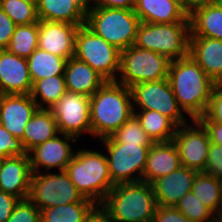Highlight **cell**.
<instances>
[{"label":"cell","mask_w":222,"mask_h":222,"mask_svg":"<svg viewBox=\"0 0 222 222\" xmlns=\"http://www.w3.org/2000/svg\"><path fill=\"white\" fill-rule=\"evenodd\" d=\"M173 142L182 166L204 172L211 142L207 130L198 120L177 127Z\"/></svg>","instance_id":"cell-13"},{"label":"cell","mask_w":222,"mask_h":222,"mask_svg":"<svg viewBox=\"0 0 222 222\" xmlns=\"http://www.w3.org/2000/svg\"><path fill=\"white\" fill-rule=\"evenodd\" d=\"M0 86L4 94H30L33 83L27 59L0 50Z\"/></svg>","instance_id":"cell-19"},{"label":"cell","mask_w":222,"mask_h":222,"mask_svg":"<svg viewBox=\"0 0 222 222\" xmlns=\"http://www.w3.org/2000/svg\"><path fill=\"white\" fill-rule=\"evenodd\" d=\"M36 6L40 21L85 25L87 10L77 0H38Z\"/></svg>","instance_id":"cell-24"},{"label":"cell","mask_w":222,"mask_h":222,"mask_svg":"<svg viewBox=\"0 0 222 222\" xmlns=\"http://www.w3.org/2000/svg\"><path fill=\"white\" fill-rule=\"evenodd\" d=\"M67 92L64 75H55L33 83L31 97L38 109H49Z\"/></svg>","instance_id":"cell-30"},{"label":"cell","mask_w":222,"mask_h":222,"mask_svg":"<svg viewBox=\"0 0 222 222\" xmlns=\"http://www.w3.org/2000/svg\"><path fill=\"white\" fill-rule=\"evenodd\" d=\"M49 110L56 119L59 133L77 139L85 134L91 136L90 97L67 91Z\"/></svg>","instance_id":"cell-12"},{"label":"cell","mask_w":222,"mask_h":222,"mask_svg":"<svg viewBox=\"0 0 222 222\" xmlns=\"http://www.w3.org/2000/svg\"><path fill=\"white\" fill-rule=\"evenodd\" d=\"M184 11L190 15L196 9L212 5V0H181Z\"/></svg>","instance_id":"cell-46"},{"label":"cell","mask_w":222,"mask_h":222,"mask_svg":"<svg viewBox=\"0 0 222 222\" xmlns=\"http://www.w3.org/2000/svg\"><path fill=\"white\" fill-rule=\"evenodd\" d=\"M16 28V24L0 8V50L6 49Z\"/></svg>","instance_id":"cell-41"},{"label":"cell","mask_w":222,"mask_h":222,"mask_svg":"<svg viewBox=\"0 0 222 222\" xmlns=\"http://www.w3.org/2000/svg\"><path fill=\"white\" fill-rule=\"evenodd\" d=\"M28 199L40 211L73 203H94L84 198L66 171L32 173Z\"/></svg>","instance_id":"cell-8"},{"label":"cell","mask_w":222,"mask_h":222,"mask_svg":"<svg viewBox=\"0 0 222 222\" xmlns=\"http://www.w3.org/2000/svg\"><path fill=\"white\" fill-rule=\"evenodd\" d=\"M167 79L180 108L191 120L205 114L215 82L190 55L173 60Z\"/></svg>","instance_id":"cell-1"},{"label":"cell","mask_w":222,"mask_h":222,"mask_svg":"<svg viewBox=\"0 0 222 222\" xmlns=\"http://www.w3.org/2000/svg\"><path fill=\"white\" fill-rule=\"evenodd\" d=\"M76 141L78 139L74 136L59 133L32 148L27 153L32 173L50 172L52 169L65 171L75 153L73 149L75 147H72L71 144H76Z\"/></svg>","instance_id":"cell-14"},{"label":"cell","mask_w":222,"mask_h":222,"mask_svg":"<svg viewBox=\"0 0 222 222\" xmlns=\"http://www.w3.org/2000/svg\"><path fill=\"white\" fill-rule=\"evenodd\" d=\"M212 5L222 6V0H212Z\"/></svg>","instance_id":"cell-48"},{"label":"cell","mask_w":222,"mask_h":222,"mask_svg":"<svg viewBox=\"0 0 222 222\" xmlns=\"http://www.w3.org/2000/svg\"><path fill=\"white\" fill-rule=\"evenodd\" d=\"M198 171L181 166L154 180L151 185L159 206H173L188 192L191 191L194 178Z\"/></svg>","instance_id":"cell-17"},{"label":"cell","mask_w":222,"mask_h":222,"mask_svg":"<svg viewBox=\"0 0 222 222\" xmlns=\"http://www.w3.org/2000/svg\"><path fill=\"white\" fill-rule=\"evenodd\" d=\"M0 8L17 25L39 22L36 4L22 0H0Z\"/></svg>","instance_id":"cell-34"},{"label":"cell","mask_w":222,"mask_h":222,"mask_svg":"<svg viewBox=\"0 0 222 222\" xmlns=\"http://www.w3.org/2000/svg\"><path fill=\"white\" fill-rule=\"evenodd\" d=\"M134 115L154 143L173 140L178 126L168 117L155 110H134Z\"/></svg>","instance_id":"cell-28"},{"label":"cell","mask_w":222,"mask_h":222,"mask_svg":"<svg viewBox=\"0 0 222 222\" xmlns=\"http://www.w3.org/2000/svg\"><path fill=\"white\" fill-rule=\"evenodd\" d=\"M7 222H40V209L28 198L19 200Z\"/></svg>","instance_id":"cell-37"},{"label":"cell","mask_w":222,"mask_h":222,"mask_svg":"<svg viewBox=\"0 0 222 222\" xmlns=\"http://www.w3.org/2000/svg\"><path fill=\"white\" fill-rule=\"evenodd\" d=\"M134 115L131 89L117 81H106L90 97L91 136H111Z\"/></svg>","instance_id":"cell-2"},{"label":"cell","mask_w":222,"mask_h":222,"mask_svg":"<svg viewBox=\"0 0 222 222\" xmlns=\"http://www.w3.org/2000/svg\"><path fill=\"white\" fill-rule=\"evenodd\" d=\"M66 89L91 97L107 80L86 62L76 57L67 60L65 72Z\"/></svg>","instance_id":"cell-23"},{"label":"cell","mask_w":222,"mask_h":222,"mask_svg":"<svg viewBox=\"0 0 222 222\" xmlns=\"http://www.w3.org/2000/svg\"><path fill=\"white\" fill-rule=\"evenodd\" d=\"M32 170L28 155L2 158L0 190L27 199L30 193Z\"/></svg>","instance_id":"cell-18"},{"label":"cell","mask_w":222,"mask_h":222,"mask_svg":"<svg viewBox=\"0 0 222 222\" xmlns=\"http://www.w3.org/2000/svg\"><path fill=\"white\" fill-rule=\"evenodd\" d=\"M37 109L30 94H5L0 102V124L22 140L25 126Z\"/></svg>","instance_id":"cell-16"},{"label":"cell","mask_w":222,"mask_h":222,"mask_svg":"<svg viewBox=\"0 0 222 222\" xmlns=\"http://www.w3.org/2000/svg\"><path fill=\"white\" fill-rule=\"evenodd\" d=\"M204 173L213 175L217 178L222 177V146L221 145L211 143Z\"/></svg>","instance_id":"cell-39"},{"label":"cell","mask_w":222,"mask_h":222,"mask_svg":"<svg viewBox=\"0 0 222 222\" xmlns=\"http://www.w3.org/2000/svg\"><path fill=\"white\" fill-rule=\"evenodd\" d=\"M84 222H116L102 204H96L86 215Z\"/></svg>","instance_id":"cell-44"},{"label":"cell","mask_w":222,"mask_h":222,"mask_svg":"<svg viewBox=\"0 0 222 222\" xmlns=\"http://www.w3.org/2000/svg\"><path fill=\"white\" fill-rule=\"evenodd\" d=\"M181 166L179 152L173 140L154 143L148 152L142 181L151 184L154 180L168 175Z\"/></svg>","instance_id":"cell-21"},{"label":"cell","mask_w":222,"mask_h":222,"mask_svg":"<svg viewBox=\"0 0 222 222\" xmlns=\"http://www.w3.org/2000/svg\"><path fill=\"white\" fill-rule=\"evenodd\" d=\"M105 151L79 148L65 169L77 190L95 204H102L115 186L109 173ZM104 153V154H103Z\"/></svg>","instance_id":"cell-3"},{"label":"cell","mask_w":222,"mask_h":222,"mask_svg":"<svg viewBox=\"0 0 222 222\" xmlns=\"http://www.w3.org/2000/svg\"><path fill=\"white\" fill-rule=\"evenodd\" d=\"M218 84L222 87V79L220 80V82Z\"/></svg>","instance_id":"cell-53"},{"label":"cell","mask_w":222,"mask_h":222,"mask_svg":"<svg viewBox=\"0 0 222 222\" xmlns=\"http://www.w3.org/2000/svg\"><path fill=\"white\" fill-rule=\"evenodd\" d=\"M134 12L145 23L190 22L181 0H136Z\"/></svg>","instance_id":"cell-20"},{"label":"cell","mask_w":222,"mask_h":222,"mask_svg":"<svg viewBox=\"0 0 222 222\" xmlns=\"http://www.w3.org/2000/svg\"><path fill=\"white\" fill-rule=\"evenodd\" d=\"M78 28L65 22L39 21L38 48L66 59L74 57Z\"/></svg>","instance_id":"cell-15"},{"label":"cell","mask_w":222,"mask_h":222,"mask_svg":"<svg viewBox=\"0 0 222 222\" xmlns=\"http://www.w3.org/2000/svg\"><path fill=\"white\" fill-rule=\"evenodd\" d=\"M189 55L215 82L222 79V40L190 37Z\"/></svg>","instance_id":"cell-22"},{"label":"cell","mask_w":222,"mask_h":222,"mask_svg":"<svg viewBox=\"0 0 222 222\" xmlns=\"http://www.w3.org/2000/svg\"><path fill=\"white\" fill-rule=\"evenodd\" d=\"M173 59L135 45L120 51L117 82L126 87L142 82H156L168 78Z\"/></svg>","instance_id":"cell-7"},{"label":"cell","mask_w":222,"mask_h":222,"mask_svg":"<svg viewBox=\"0 0 222 222\" xmlns=\"http://www.w3.org/2000/svg\"><path fill=\"white\" fill-rule=\"evenodd\" d=\"M198 121L207 130L210 142L222 146V123L210 121L205 115H202Z\"/></svg>","instance_id":"cell-43"},{"label":"cell","mask_w":222,"mask_h":222,"mask_svg":"<svg viewBox=\"0 0 222 222\" xmlns=\"http://www.w3.org/2000/svg\"><path fill=\"white\" fill-rule=\"evenodd\" d=\"M67 60L37 48L27 58L32 83L47 77L64 75Z\"/></svg>","instance_id":"cell-29"},{"label":"cell","mask_w":222,"mask_h":222,"mask_svg":"<svg viewBox=\"0 0 222 222\" xmlns=\"http://www.w3.org/2000/svg\"><path fill=\"white\" fill-rule=\"evenodd\" d=\"M59 134L56 119L49 109H37L24 129L22 144L27 153Z\"/></svg>","instance_id":"cell-25"},{"label":"cell","mask_w":222,"mask_h":222,"mask_svg":"<svg viewBox=\"0 0 222 222\" xmlns=\"http://www.w3.org/2000/svg\"><path fill=\"white\" fill-rule=\"evenodd\" d=\"M1 166H2V158H0V170H1Z\"/></svg>","instance_id":"cell-52"},{"label":"cell","mask_w":222,"mask_h":222,"mask_svg":"<svg viewBox=\"0 0 222 222\" xmlns=\"http://www.w3.org/2000/svg\"><path fill=\"white\" fill-rule=\"evenodd\" d=\"M190 18V37L222 40V6L208 5L196 9Z\"/></svg>","instance_id":"cell-26"},{"label":"cell","mask_w":222,"mask_h":222,"mask_svg":"<svg viewBox=\"0 0 222 222\" xmlns=\"http://www.w3.org/2000/svg\"><path fill=\"white\" fill-rule=\"evenodd\" d=\"M38 37L39 22L17 25L6 50L27 59L38 48Z\"/></svg>","instance_id":"cell-31"},{"label":"cell","mask_w":222,"mask_h":222,"mask_svg":"<svg viewBox=\"0 0 222 222\" xmlns=\"http://www.w3.org/2000/svg\"><path fill=\"white\" fill-rule=\"evenodd\" d=\"M86 10L94 6L95 0H77Z\"/></svg>","instance_id":"cell-47"},{"label":"cell","mask_w":222,"mask_h":222,"mask_svg":"<svg viewBox=\"0 0 222 222\" xmlns=\"http://www.w3.org/2000/svg\"><path fill=\"white\" fill-rule=\"evenodd\" d=\"M95 203L57 205L40 211V222H84Z\"/></svg>","instance_id":"cell-32"},{"label":"cell","mask_w":222,"mask_h":222,"mask_svg":"<svg viewBox=\"0 0 222 222\" xmlns=\"http://www.w3.org/2000/svg\"><path fill=\"white\" fill-rule=\"evenodd\" d=\"M175 207L192 222H217V217L192 193L185 194Z\"/></svg>","instance_id":"cell-35"},{"label":"cell","mask_w":222,"mask_h":222,"mask_svg":"<svg viewBox=\"0 0 222 222\" xmlns=\"http://www.w3.org/2000/svg\"><path fill=\"white\" fill-rule=\"evenodd\" d=\"M22 1H26L29 3H33V4H37L38 0H22Z\"/></svg>","instance_id":"cell-49"},{"label":"cell","mask_w":222,"mask_h":222,"mask_svg":"<svg viewBox=\"0 0 222 222\" xmlns=\"http://www.w3.org/2000/svg\"><path fill=\"white\" fill-rule=\"evenodd\" d=\"M4 95H5V94H4V92L2 91L1 86H0V102L2 101V98H3Z\"/></svg>","instance_id":"cell-50"},{"label":"cell","mask_w":222,"mask_h":222,"mask_svg":"<svg viewBox=\"0 0 222 222\" xmlns=\"http://www.w3.org/2000/svg\"><path fill=\"white\" fill-rule=\"evenodd\" d=\"M136 0H95L93 7L134 10Z\"/></svg>","instance_id":"cell-45"},{"label":"cell","mask_w":222,"mask_h":222,"mask_svg":"<svg viewBox=\"0 0 222 222\" xmlns=\"http://www.w3.org/2000/svg\"><path fill=\"white\" fill-rule=\"evenodd\" d=\"M28 155L22 141L0 124V158Z\"/></svg>","instance_id":"cell-36"},{"label":"cell","mask_w":222,"mask_h":222,"mask_svg":"<svg viewBox=\"0 0 222 222\" xmlns=\"http://www.w3.org/2000/svg\"><path fill=\"white\" fill-rule=\"evenodd\" d=\"M19 198L0 190V222H7Z\"/></svg>","instance_id":"cell-42"},{"label":"cell","mask_w":222,"mask_h":222,"mask_svg":"<svg viewBox=\"0 0 222 222\" xmlns=\"http://www.w3.org/2000/svg\"><path fill=\"white\" fill-rule=\"evenodd\" d=\"M133 110H155L171 119L178 127L191 121L180 108L167 78L142 82L130 87Z\"/></svg>","instance_id":"cell-11"},{"label":"cell","mask_w":222,"mask_h":222,"mask_svg":"<svg viewBox=\"0 0 222 222\" xmlns=\"http://www.w3.org/2000/svg\"><path fill=\"white\" fill-rule=\"evenodd\" d=\"M192 193L218 218L222 212L221 179L204 172L194 178Z\"/></svg>","instance_id":"cell-27"},{"label":"cell","mask_w":222,"mask_h":222,"mask_svg":"<svg viewBox=\"0 0 222 222\" xmlns=\"http://www.w3.org/2000/svg\"><path fill=\"white\" fill-rule=\"evenodd\" d=\"M102 205L116 222H152L157 207L152 185L143 181L116 184Z\"/></svg>","instance_id":"cell-4"},{"label":"cell","mask_w":222,"mask_h":222,"mask_svg":"<svg viewBox=\"0 0 222 222\" xmlns=\"http://www.w3.org/2000/svg\"><path fill=\"white\" fill-rule=\"evenodd\" d=\"M190 33V22H141L134 45L177 60L189 55Z\"/></svg>","instance_id":"cell-6"},{"label":"cell","mask_w":222,"mask_h":222,"mask_svg":"<svg viewBox=\"0 0 222 222\" xmlns=\"http://www.w3.org/2000/svg\"><path fill=\"white\" fill-rule=\"evenodd\" d=\"M152 222H192L185 217L176 207L159 206L155 209Z\"/></svg>","instance_id":"cell-40"},{"label":"cell","mask_w":222,"mask_h":222,"mask_svg":"<svg viewBox=\"0 0 222 222\" xmlns=\"http://www.w3.org/2000/svg\"><path fill=\"white\" fill-rule=\"evenodd\" d=\"M140 23L134 10L92 7L87 10L85 26L123 51L134 45Z\"/></svg>","instance_id":"cell-5"},{"label":"cell","mask_w":222,"mask_h":222,"mask_svg":"<svg viewBox=\"0 0 222 222\" xmlns=\"http://www.w3.org/2000/svg\"><path fill=\"white\" fill-rule=\"evenodd\" d=\"M217 222H222V212H221L220 216L217 218Z\"/></svg>","instance_id":"cell-51"},{"label":"cell","mask_w":222,"mask_h":222,"mask_svg":"<svg viewBox=\"0 0 222 222\" xmlns=\"http://www.w3.org/2000/svg\"><path fill=\"white\" fill-rule=\"evenodd\" d=\"M86 62L107 81H116L120 68V50L85 25L79 26L75 35V55Z\"/></svg>","instance_id":"cell-10"},{"label":"cell","mask_w":222,"mask_h":222,"mask_svg":"<svg viewBox=\"0 0 222 222\" xmlns=\"http://www.w3.org/2000/svg\"><path fill=\"white\" fill-rule=\"evenodd\" d=\"M110 137L116 143L121 144H138L139 146H152L154 144L135 115L128 119Z\"/></svg>","instance_id":"cell-33"},{"label":"cell","mask_w":222,"mask_h":222,"mask_svg":"<svg viewBox=\"0 0 222 222\" xmlns=\"http://www.w3.org/2000/svg\"><path fill=\"white\" fill-rule=\"evenodd\" d=\"M98 142L107 150L105 155L114 185L142 181L150 146L116 143L110 136Z\"/></svg>","instance_id":"cell-9"},{"label":"cell","mask_w":222,"mask_h":222,"mask_svg":"<svg viewBox=\"0 0 222 222\" xmlns=\"http://www.w3.org/2000/svg\"><path fill=\"white\" fill-rule=\"evenodd\" d=\"M210 121L222 123V87L215 83L204 114Z\"/></svg>","instance_id":"cell-38"}]
</instances>
